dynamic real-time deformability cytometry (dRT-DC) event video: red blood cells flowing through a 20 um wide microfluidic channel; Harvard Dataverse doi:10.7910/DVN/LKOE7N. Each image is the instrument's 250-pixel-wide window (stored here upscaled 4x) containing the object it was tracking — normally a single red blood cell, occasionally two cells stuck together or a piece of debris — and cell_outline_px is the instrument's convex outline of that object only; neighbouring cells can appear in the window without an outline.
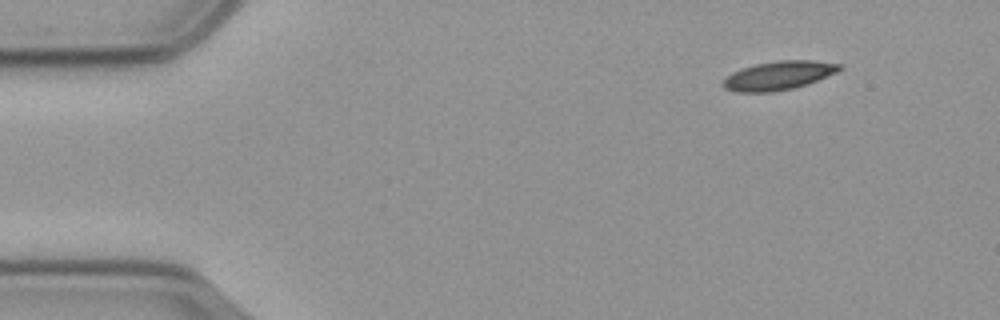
{"species": "common noctule bat (a hibernating species)", "species_latin": "Nyctalus noctula", "temperature_condition": "cold", "stored_images_in_passage": 3, "camera_frame_rate_fps": 3000, "um_per_image_px": 0.085, "animal": {"sex": "male", "body_mass_g": 23.1, "forearm_length_mm": 52.7}, "frame": {"image": 1, "passage_image": 3, "time_ms": 0.667, "image_size_px": [1000, 320], "cell_outline_px": [[844, 68], [836, 72], [808, 84], [792, 88], [772, 92], [736, 92], [724, 88], [720, 84], [732, 72], [740, 68], [756, 64], [776, 60], [812, 60], [840, 64]], "centroid_in_image_um": [66.16, 6.41], "position_along_channel_um": 18.8, "area_um2": 19.54}}